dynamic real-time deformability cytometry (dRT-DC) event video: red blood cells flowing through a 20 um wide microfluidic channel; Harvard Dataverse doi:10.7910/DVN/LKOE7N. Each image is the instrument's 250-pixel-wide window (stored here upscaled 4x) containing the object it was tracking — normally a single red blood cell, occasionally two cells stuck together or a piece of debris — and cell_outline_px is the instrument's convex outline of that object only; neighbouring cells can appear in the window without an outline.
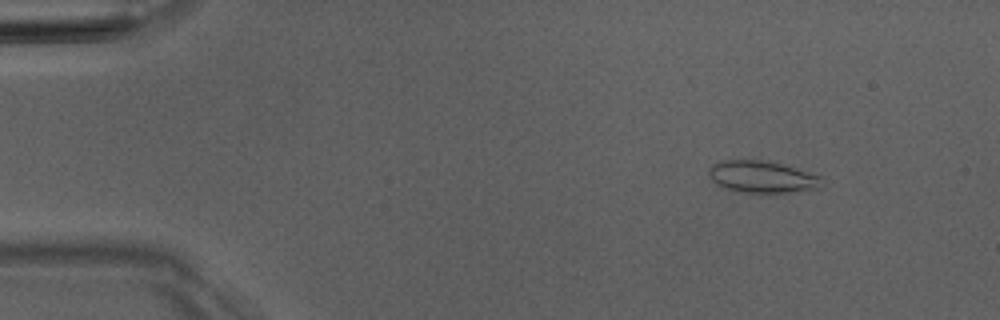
{"species": "Egyptian fruit bat (a non-hibernating species)", "species_latin": "Rousettus aegyptiacus", "temperature_condition": "room temperature", "stored_images_in_passage": 7, "camera_frame_rate_fps": 3000, "um_per_image_px": 0.085, "animal": {"sex": "male"}, "frame": {"image": 1, "passage_image": 2, "time_ms": 1.333, "image_size_px": [1000, 320], "cell_outline_px": [[824, 188], [788, 192], [732, 192], [716, 184], [708, 176], [708, 168], [724, 160], [760, 160], [780, 164], [820, 176]], "centroid_in_image_um": [64.75, 15.05], "position_along_channel_um": 20.3, "area_um2": 20.87}}